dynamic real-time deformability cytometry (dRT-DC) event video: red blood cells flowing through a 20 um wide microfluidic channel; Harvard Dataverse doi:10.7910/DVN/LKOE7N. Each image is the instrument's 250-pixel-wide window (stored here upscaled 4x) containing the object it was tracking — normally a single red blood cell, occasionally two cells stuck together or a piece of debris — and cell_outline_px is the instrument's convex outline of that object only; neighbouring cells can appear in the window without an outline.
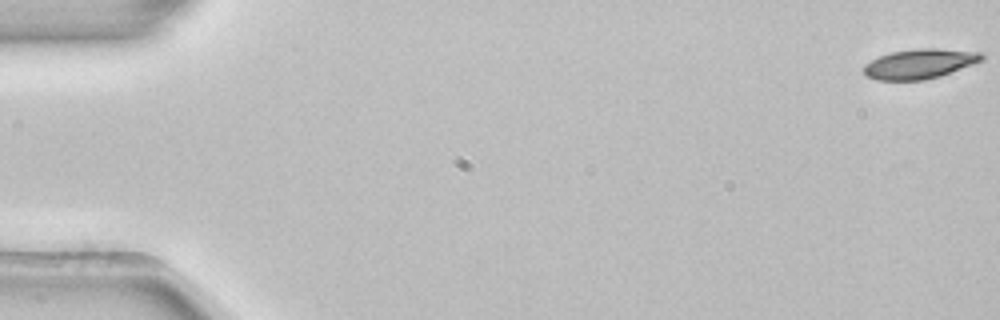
{"species": "common noctule bat (a hibernating species)", "species_latin": "Nyctalus noctula", "temperature_condition": "room temperature", "stored_images_in_passage": 54, "camera_frame_rate_fps": 3000, "um_per_image_px": 0.085, "animal": {"sex": "female", "body_mass_g": 22.7, "forearm_length_mm": 54.2}, "frame": {"image": 1, "passage_image": 1, "time_ms": 0.0, "image_size_px": [1000, 320], "cell_outline_px": [[984, 60], [940, 76], [924, 80], [876, 80], [868, 76], [864, 72], [864, 64], [880, 56], [892, 52], [916, 48], [936, 48], [980, 52], [984, 56]], "centroid_in_image_um": [78.19, 5.42], "position_along_channel_um": 6.8, "area_um2": 20.35}}
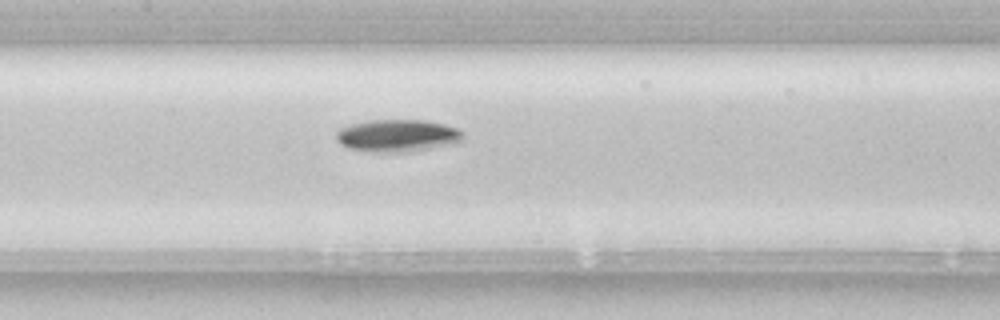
{"frame": {"image": 2, "passage_image": 26, "time_ms": 8.333, "image_size_px": [1000, 320], "cell_outline_px": [[464, 140], [456, 144], [408, 152], [372, 152], [348, 148], [340, 144], [336, 140], [336, 132], [340, 128], [352, 124], [372, 120], [420, 120], [444, 124], [456, 128], [464, 136]], "centroid_in_image_um": [33.79, 11.54], "position_along_channel_um": 173.6, "area_um2": 23.99}}
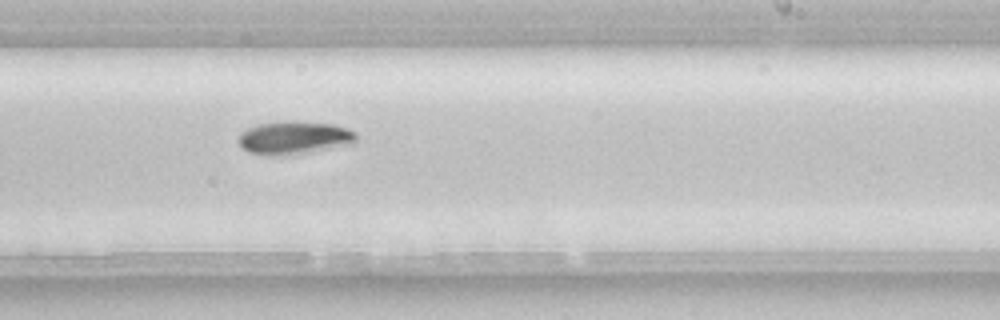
{"frame": {"image": 3, "passage_image": 33, "time_ms": 10.667, "image_size_px": [1000, 320], "cell_outline_px": [[356, 140], [352, 144], [308, 152], [280, 156], [268, 156], [248, 152], [236, 140], [240, 132], [248, 128], [260, 124], [284, 120], [292, 120], [332, 124], [356, 132]], "centroid_in_image_um": [24.96, 11.7], "position_along_channel_um": 264.0, "area_um2": 22.83}, "authors_computed_cell_mechanics": {"area_um2": 21.0392, "velocity_mm_per_s": 3.8915, "shape_relaxation_time_tau1_ms": 1.8766, "shape_relaxation_time_tau2_ms": null, "deformation_change_tau1": 0.1226, "deformation_change_tau2": null}}